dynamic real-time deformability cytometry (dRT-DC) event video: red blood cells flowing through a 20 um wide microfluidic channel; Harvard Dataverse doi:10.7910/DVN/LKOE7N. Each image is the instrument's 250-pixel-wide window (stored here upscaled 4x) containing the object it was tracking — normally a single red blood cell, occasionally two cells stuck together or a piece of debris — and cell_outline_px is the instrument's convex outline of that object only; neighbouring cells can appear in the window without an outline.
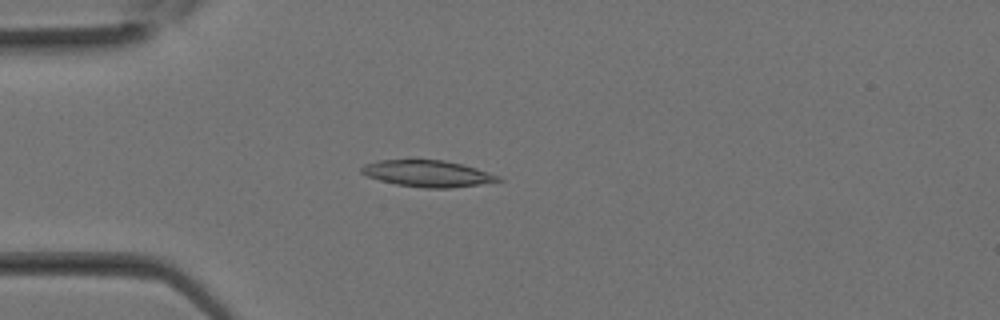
{"species": "Egyptian fruit bat (a non-hibernating species)", "species_latin": "Rousettus aegyptiacus", "temperature_condition": "room temperature", "stored_images_in_passage": 29, "camera_frame_rate_fps": 3000, "um_per_image_px": 0.085, "animal": {"sex": "female"}, "frame": {"image": 1, "passage_image": 7, "time_ms": 2.0, "image_size_px": [1000, 320], "cell_outline_px": [[504, 180], [480, 184], [452, 188], [424, 188], [396, 184], [380, 180], [368, 176], [360, 172], [360, 168], [364, 164], [380, 160], [444, 160], [464, 164], [500, 176]], "centroid_in_image_um": [36.36, 14.75], "position_along_channel_um": 48.6, "area_um2": 21.1}}
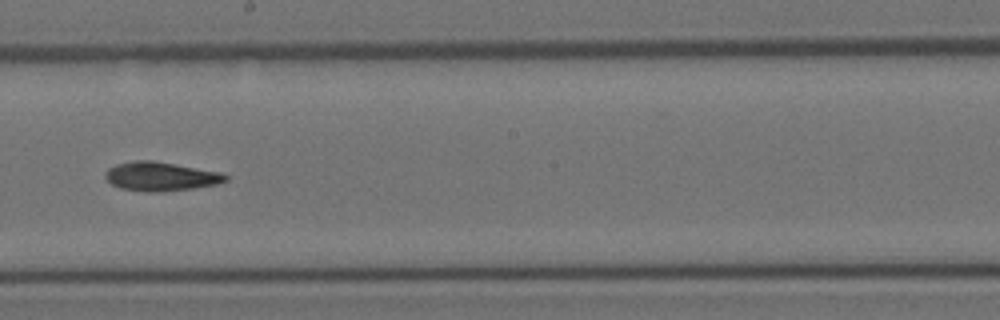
{"frame": {"image": 2, "passage_image": 16, "time_ms": 5.0, "image_size_px": [1000, 320], "cell_outline_px": [[228, 180], [216, 184], [192, 188], [160, 192], [152, 192], [120, 188], [112, 184], [104, 176], [104, 172], [108, 168], [116, 164], [132, 160], [152, 160], [220, 172], [228, 176]], "centroid_in_image_um": [13.62, 14.99], "position_along_channel_um": 234.6, "area_um2": 20.17}}
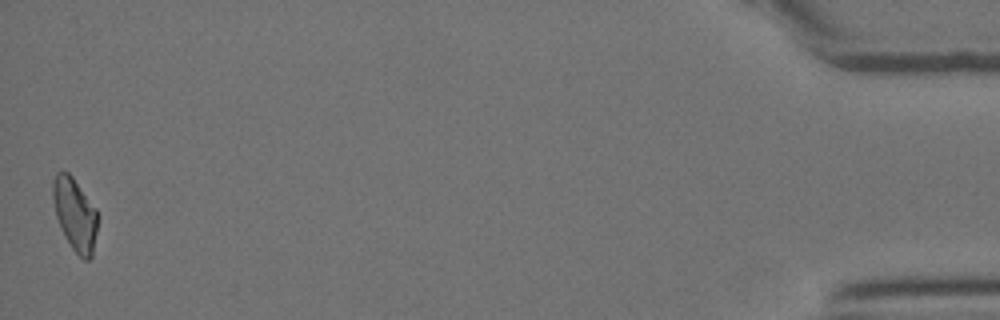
{"frame": {"image": 3, "passage_image": 29, "time_ms": 9.333, "image_size_px": [1000, 320], "cell_outline_px": [[96, 232], [92, 256], [88, 260], [84, 260], [72, 248], [64, 236], [60, 228], [56, 216], [52, 196], [52, 180], [56, 172], [68, 172], [72, 176], [96, 208]], "centroid_in_image_um": [6.34, 18.2], "position_along_channel_um": 428.9, "area_um2": 18.79}}